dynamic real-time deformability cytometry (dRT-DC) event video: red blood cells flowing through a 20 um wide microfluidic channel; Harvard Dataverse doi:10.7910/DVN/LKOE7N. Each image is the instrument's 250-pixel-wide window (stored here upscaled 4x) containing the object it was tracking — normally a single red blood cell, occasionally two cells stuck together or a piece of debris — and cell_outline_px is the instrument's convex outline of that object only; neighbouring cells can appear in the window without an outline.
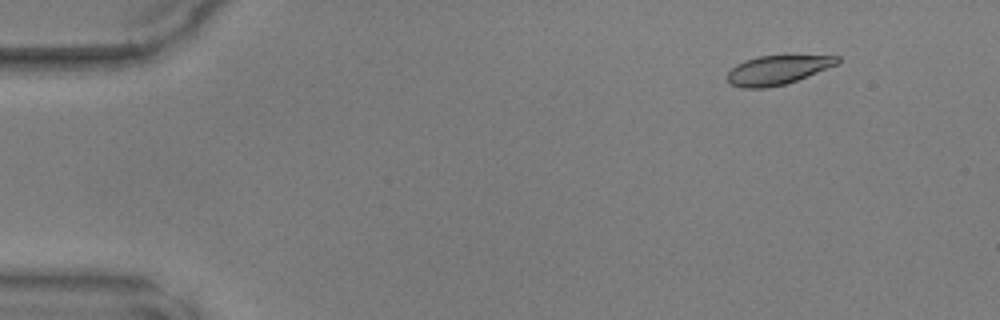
{"species": "common noctule bat (a hibernating species)", "species_latin": "Nyctalus noctula", "temperature_condition": "warm", "stored_images_in_passage": 11, "camera_frame_rate_fps": 3000, "um_per_image_px": 0.085, "animal": {"sex": "male", "body_mass_g": 17.9, "forearm_length_mm": 54.2}, "frame": {"image": 1, "passage_image": 1, "time_ms": 0.0, "image_size_px": [1000, 320], "cell_outline_px": [[840, 60], [836, 64], [796, 80], [784, 84], [764, 88], [740, 88], [728, 84], [728, 72], [736, 64], [744, 60], [760, 56], [840, 56]], "centroid_in_image_um": [66.0, 5.96], "position_along_channel_um": 19.0, "area_um2": 18.26}}
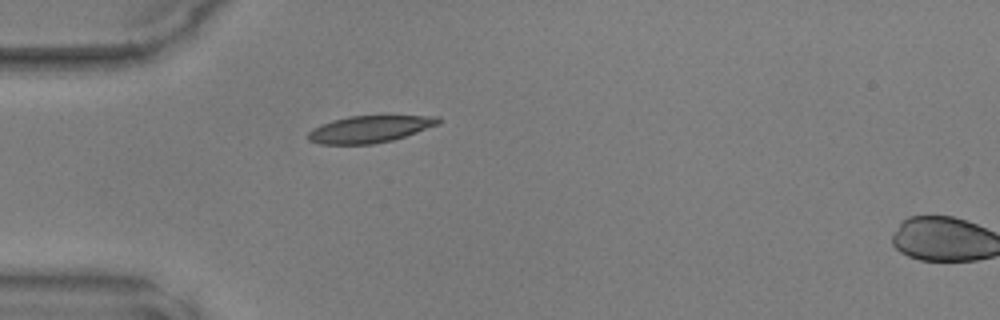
{"frame": {"image": 2, "passage_image": 10, "time_ms": 3.0, "image_size_px": [1000, 320], "cell_outline_px": [[440, 124], [392, 140], [372, 144], [320, 144], [308, 140], [308, 132], [312, 128], [320, 124], [332, 120], [348, 116], [440, 116]], "centroid_in_image_um": [31.39, 10.97], "position_along_channel_um": 53.6, "area_um2": 20.35}}